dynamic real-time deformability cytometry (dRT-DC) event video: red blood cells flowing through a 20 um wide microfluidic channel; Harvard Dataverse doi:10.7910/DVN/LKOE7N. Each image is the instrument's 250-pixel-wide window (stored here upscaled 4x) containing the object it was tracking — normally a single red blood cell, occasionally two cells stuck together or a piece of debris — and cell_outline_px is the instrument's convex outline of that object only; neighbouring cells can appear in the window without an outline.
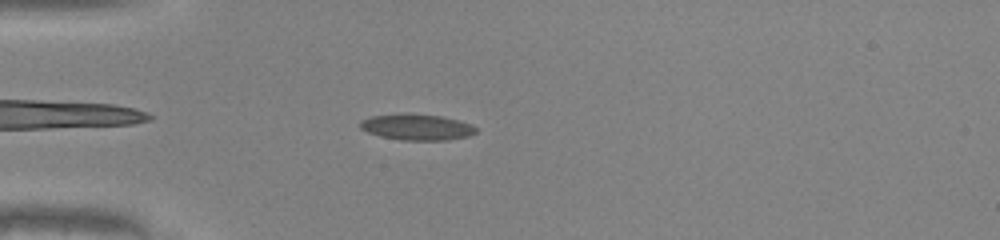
{"species": "common noctule bat (a hibernating species)", "species_latin": "Nyctalus noctula", "temperature_condition": "warm", "stored_images_in_passage": 42, "camera_frame_rate_fps": 3000, "um_per_image_px": 0.085, "animal": {"sex": "male", "body_mass_g": 20.0, "forearm_length_mm": 53.3}, "frame": {"image": 1, "passage_image": 6, "time_ms": 1.667, "image_size_px": [1000, 240], "cell_outline_px": [[476, 132], [468, 136], [448, 140], [400, 140], [380, 136], [368, 132], [360, 128], [360, 120], [368, 116], [404, 112], [408, 112], [444, 116], [472, 124], [476, 128]], "centroid_in_image_um": [35.4, 10.77], "position_along_channel_um": 49.6, "area_um2": 18.03}}
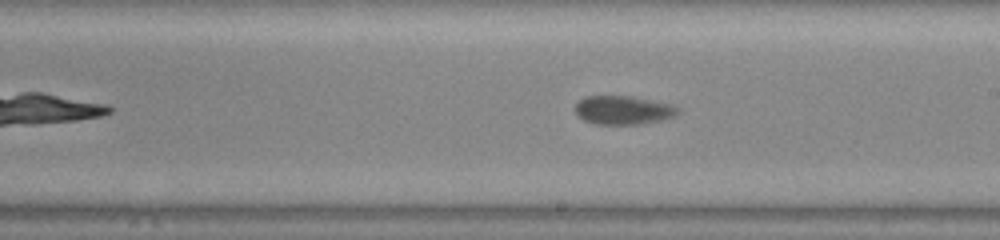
{"frame": {"image": 2, "passage_image": 21, "time_ms": 6.667, "image_size_px": [1000, 240], "cell_outline_px": [[680, 112], [676, 116], [660, 120], [640, 124], [592, 124], [576, 116], [576, 104], [580, 100], [588, 96], [632, 96], [672, 104], [680, 108]], "centroid_in_image_um": [53.0, 9.36], "position_along_channel_um": 236.0, "area_um2": 17.28}}
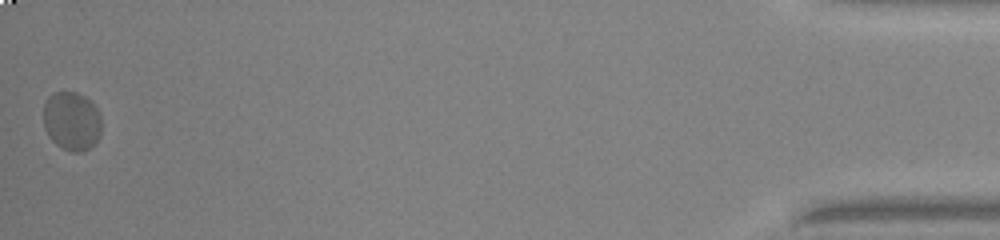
{"frame": {"image": 3, "passage_image": 42, "time_ms": 13.667, "image_size_px": [1000, 240], "cell_outline_px": [[100, 136], [88, 148], [80, 152], [72, 152], [60, 148], [48, 136], [44, 128], [44, 104], [48, 96], [56, 92], [76, 92], [84, 96], [100, 112]], "centroid_in_image_um": [6.07, 10.3], "position_along_channel_um": 429.1, "area_um2": 19.83}}